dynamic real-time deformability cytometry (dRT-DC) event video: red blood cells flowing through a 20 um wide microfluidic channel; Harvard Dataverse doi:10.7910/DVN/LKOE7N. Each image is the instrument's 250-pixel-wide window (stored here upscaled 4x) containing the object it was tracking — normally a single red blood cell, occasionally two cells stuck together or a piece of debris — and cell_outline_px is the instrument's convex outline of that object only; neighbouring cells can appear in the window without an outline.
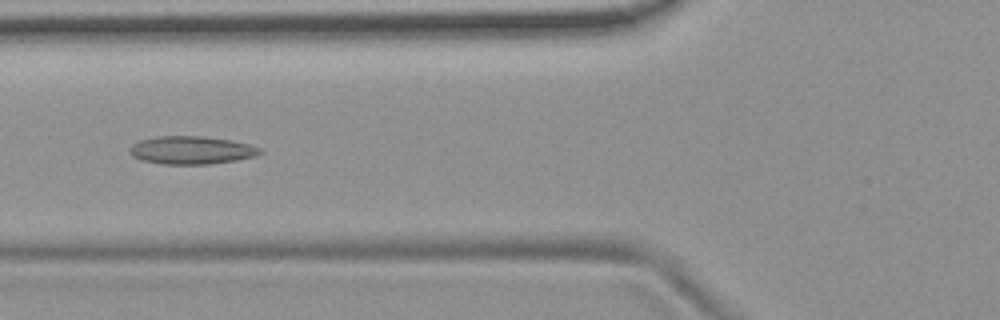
{"species": "common noctule bat (a hibernating species)", "species_latin": "Nyctalus noctula", "temperature_condition": "room temperature", "stored_images_in_passage": 54, "camera_frame_rate_fps": 3000, "um_per_image_px": 0.085, "animal": {"sex": "female", "body_mass_g": 19.9}, "frame": {"image": 1, "passage_image": 21, "time_ms": 6.667, "image_size_px": [1000, 320], "cell_outline_px": [[264, 152], [256, 156], [236, 160], [208, 164], [164, 164], [140, 160], [132, 156], [128, 152], [128, 148], [132, 144], [140, 140], [156, 136], [204, 136], [232, 140], [264, 148]], "centroid_in_image_um": [16.28, 12.76], "position_along_channel_um": 109.5, "area_um2": 21.56}}
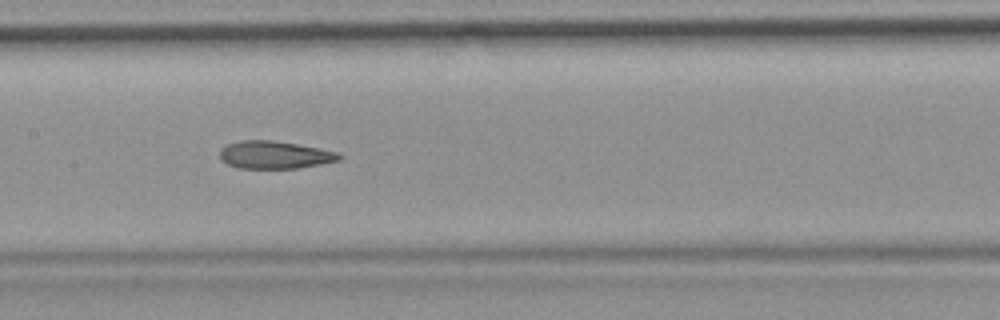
{"frame": {"image": 2, "passage_image": 27, "time_ms": 8.667, "image_size_px": [1000, 320], "cell_outline_px": [[344, 156], [340, 160], [320, 164], [296, 168], [240, 168], [228, 164], [220, 160], [220, 148], [228, 144], [240, 140], [272, 140], [320, 148], [340, 152]], "centroid_in_image_um": [23.36, 13.16], "position_along_channel_um": 184.0, "area_um2": 19.31}}
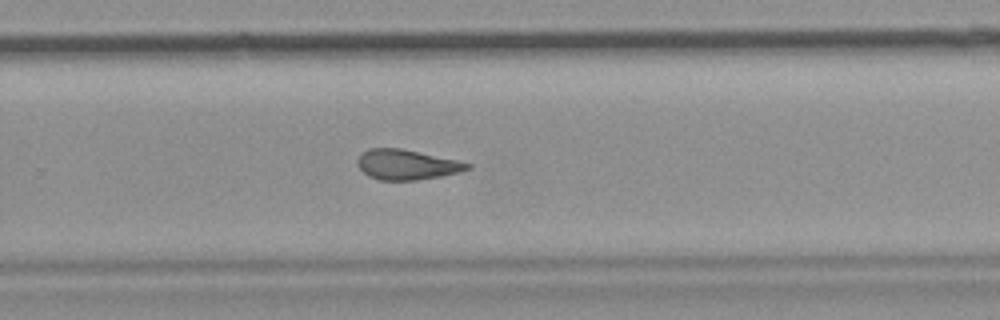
{"frame": {"image": 3, "passage_image": 36, "time_ms": 11.667, "image_size_px": [1000, 320], "cell_outline_px": [[472, 168], [460, 172], [440, 176], [416, 180], [380, 180], [368, 176], [356, 164], [356, 160], [368, 148], [400, 148], [456, 160], [472, 164]], "centroid_in_image_um": [34.57, 14.0], "position_along_channel_um": 295.2, "area_um2": 19.13}, "authors_computed_cell_mechanics": {"area_um2": 20.7502, "velocity_mm_per_s": 3.7327, "shape_relaxation_time_tau1_ms": null, "shape_relaxation_time_tau2_ms": 3.3874, "deformation_change_tau1": null, "deformation_change_tau2": 0.1148}}